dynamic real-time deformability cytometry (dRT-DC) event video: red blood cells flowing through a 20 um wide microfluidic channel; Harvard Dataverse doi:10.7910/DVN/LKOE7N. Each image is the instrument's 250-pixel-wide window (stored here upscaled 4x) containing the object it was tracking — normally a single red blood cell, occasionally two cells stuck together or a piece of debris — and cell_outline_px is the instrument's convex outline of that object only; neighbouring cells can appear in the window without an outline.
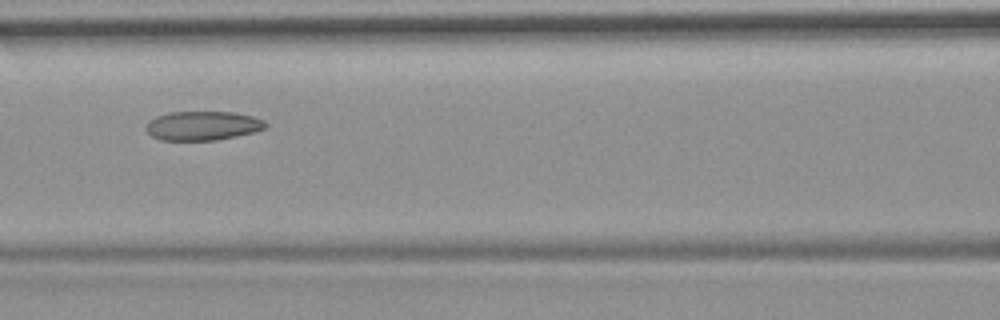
{"species": "common noctule bat (a hibernating species)", "species_latin": "Nyctalus noctula", "temperature_condition": "room temperature", "stored_images_in_passage": 53, "camera_frame_rate_fps": 3000, "um_per_image_px": 0.085, "animal": {"sex": "female", "body_mass_g": 19.9}, "frame": {"image": 1, "passage_image": 23, "time_ms": 7.333, "image_size_px": [1000, 320], "cell_outline_px": [[268, 124], [264, 128], [252, 132], [236, 136], [216, 140], [160, 140], [152, 136], [148, 132], [148, 124], [156, 116], [168, 112], [236, 112], [252, 116], [264, 120]], "centroid_in_image_um": [17.26, 10.68], "position_along_channel_um": 149.3, "area_um2": 20.06}, "authors_computed_cell_mechanics": {"area_um2": 21.7906, "velocity_mm_per_s": 3.6913, "shape_relaxation_time_tau1_ms": null, "shape_relaxation_time_tau2_ms": 5.091, "deformation_change_tau1": null, "deformation_change_tau2": 0.0934}}